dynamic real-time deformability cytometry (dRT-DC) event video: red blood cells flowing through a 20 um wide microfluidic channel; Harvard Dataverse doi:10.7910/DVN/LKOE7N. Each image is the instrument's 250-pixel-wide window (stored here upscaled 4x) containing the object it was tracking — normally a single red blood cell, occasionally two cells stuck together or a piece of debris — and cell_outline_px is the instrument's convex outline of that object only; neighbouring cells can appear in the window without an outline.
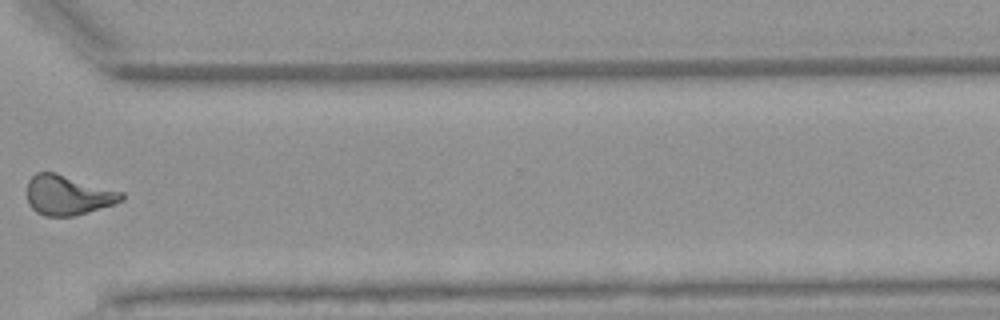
{"species": "Egyptian fruit bat (a non-hibernating species)", "species_latin": "Rousettus aegyptiacus", "temperature_condition": "warm", "stored_images_in_passage": 14, "camera_frame_rate_fps": 3000, "um_per_image_px": 0.085, "animal": {"sex": "female"}, "frame": {"image": 1, "passage_image": 10, "time_ms": 12.0, "image_size_px": [1000, 320], "cell_outline_px": [[124, 200], [88, 212], [72, 216], [44, 216], [36, 212], [28, 204], [28, 180], [36, 172], [56, 172], [124, 192]], "centroid_in_image_um": [5.77, 16.57], "position_along_channel_um": 364.8, "area_um2": 21.96}}